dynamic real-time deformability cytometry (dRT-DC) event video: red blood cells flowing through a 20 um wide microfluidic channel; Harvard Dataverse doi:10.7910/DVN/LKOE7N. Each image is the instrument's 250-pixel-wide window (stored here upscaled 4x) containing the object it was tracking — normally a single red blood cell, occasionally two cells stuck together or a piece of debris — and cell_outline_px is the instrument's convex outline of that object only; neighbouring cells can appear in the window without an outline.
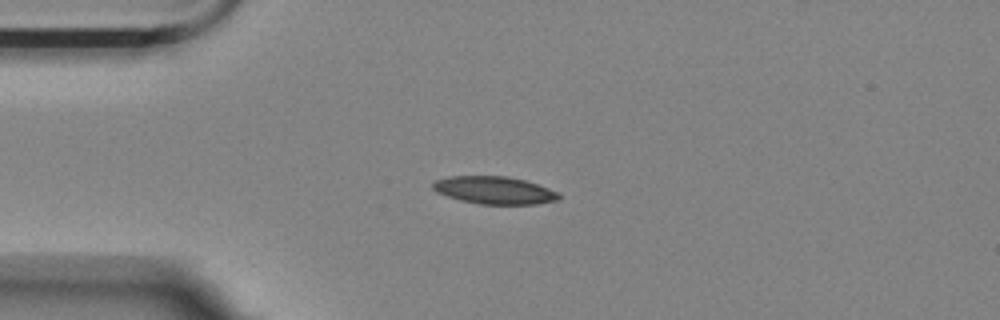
{"species": "Egyptian fruit bat (a non-hibernating species)", "species_latin": "Rousettus aegyptiacus", "temperature_condition": "room temperature", "stored_images_in_passage": 44, "camera_frame_rate_fps": 3000, "um_per_image_px": 0.085, "animal": {"sex": "female"}, "frame": {"image": 1, "passage_image": 1, "time_ms": 0.0, "image_size_px": [1000, 320], "cell_outline_px": [[560, 200], [536, 204], [480, 204], [460, 200], [436, 192], [432, 188], [432, 184], [436, 180], [448, 176], [504, 176], [524, 180], [548, 188], [556, 192], [560, 196]], "centroid_in_image_um": [42.0, 16.17], "position_along_channel_um": 43.0, "area_um2": 20.11}}
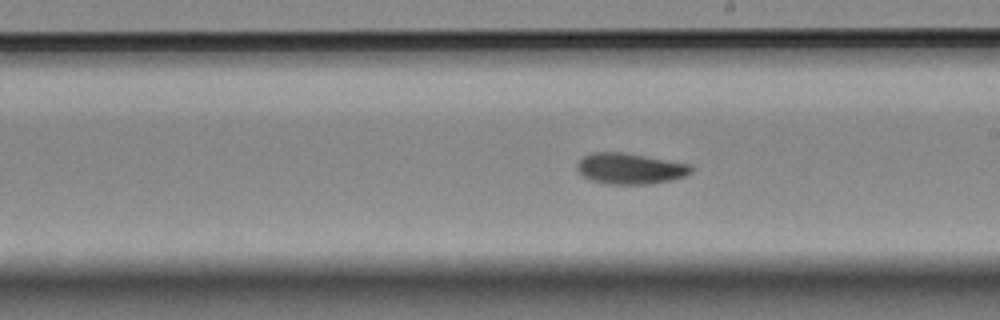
{"frame": {"image": 2, "passage_image": 19, "time_ms": 6.0, "image_size_px": [1000, 320], "cell_outline_px": [[692, 172], [684, 176], [672, 180], [652, 184], [608, 184], [592, 180], [584, 176], [576, 168], [576, 164], [584, 156], [592, 152], [620, 152], [692, 164]], "centroid_in_image_um": [53.57, 14.33], "position_along_channel_um": 235.4, "area_um2": 20.46}}
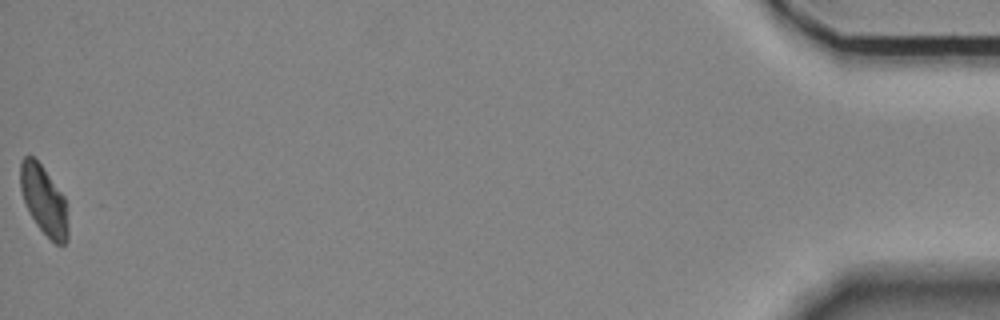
{"frame": {"image": 3, "passage_image": 44, "time_ms": 14.333, "image_size_px": [1000, 320], "cell_outline_px": [[68, 240], [64, 244], [56, 244], [36, 224], [24, 200], [20, 188], [20, 160], [24, 156], [32, 156], [44, 168], [64, 196], [68, 224]], "centroid_in_image_um": [3.73, 17.01], "position_along_channel_um": 431.5, "area_um2": 18.9}, "authors_computed_cell_mechanics": {"area_um2": 20.1722, "velocity_mm_per_s": 3.5152, "shape_relaxation_time_tau1_ms": null, "shape_relaxation_time_tau2_ms": 4.1519, "deformation_change_tau1": null, "deformation_change_tau2": 0.079}}